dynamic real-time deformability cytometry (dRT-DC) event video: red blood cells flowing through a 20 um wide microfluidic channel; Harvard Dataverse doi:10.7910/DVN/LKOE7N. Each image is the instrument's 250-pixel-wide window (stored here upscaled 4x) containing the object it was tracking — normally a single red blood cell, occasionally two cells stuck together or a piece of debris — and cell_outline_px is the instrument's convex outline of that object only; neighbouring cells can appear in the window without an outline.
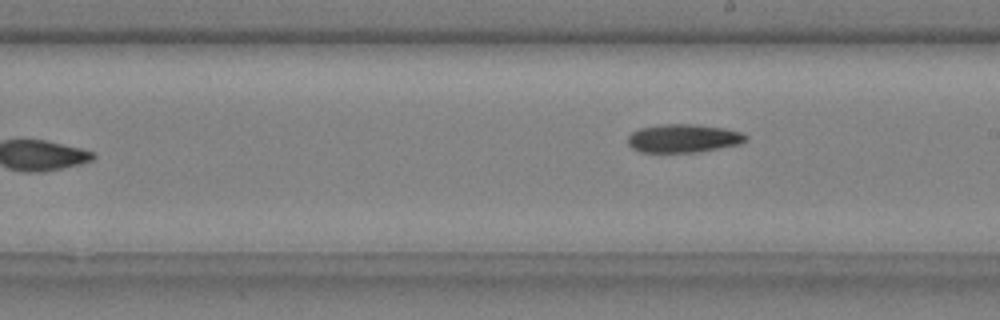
{"species": "common noctule bat (a hibernating species)", "species_latin": "Nyctalus noctula", "temperature_condition": "cold", "stored_images_in_passage": 9, "camera_frame_rate_fps": 3000, "um_per_image_px": 0.085, "animal": {"sex": "male", "body_mass_g": 20.4}, "frame": {"image": 1, "passage_image": 9, "time_ms": 2.667, "image_size_px": [1000, 320], "cell_outline_px": [[748, 140], [740, 144], [700, 152], [640, 152], [632, 148], [628, 144], [628, 136], [632, 132], [640, 128], [660, 124], [696, 124], [724, 128], [740, 132], [748, 136]], "centroid_in_image_um": [58.1, 11.76], "position_along_channel_um": 230.9, "area_um2": 19.65}}